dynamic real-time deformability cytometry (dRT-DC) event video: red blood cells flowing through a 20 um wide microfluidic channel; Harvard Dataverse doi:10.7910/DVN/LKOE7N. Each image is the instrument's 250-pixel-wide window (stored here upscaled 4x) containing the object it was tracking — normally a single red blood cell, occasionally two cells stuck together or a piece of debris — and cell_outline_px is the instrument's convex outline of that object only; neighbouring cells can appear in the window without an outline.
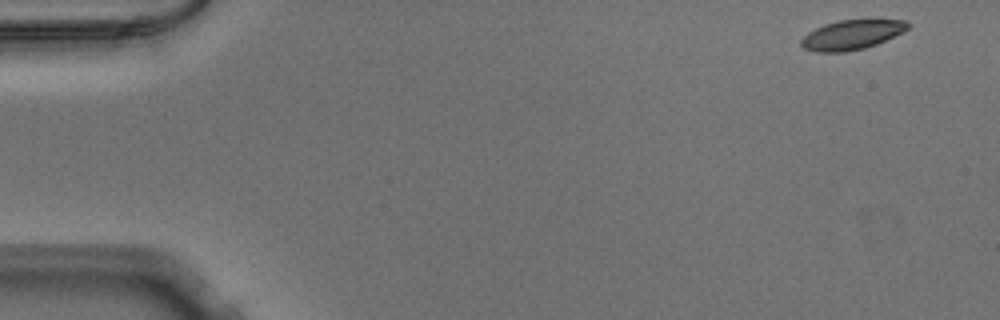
{"species": "Egyptian fruit bat (a non-hibernating species)", "species_latin": "Rousettus aegyptiacus", "temperature_condition": "warm", "stored_images_in_passage": 14, "camera_frame_rate_fps": 3000, "um_per_image_px": 0.085, "animal": {"sex": "male"}, "frame": {"image": 1, "passage_image": 1, "time_ms": 0.0, "image_size_px": [1000, 320], "cell_outline_px": [[908, 28], [876, 44], [864, 48], [844, 52], [816, 52], [804, 48], [800, 44], [800, 40], [808, 32], [824, 24], [840, 20], [904, 20], [908, 24]], "centroid_in_image_um": [72.32, 2.96], "position_along_channel_um": 12.7, "area_um2": 17.98}}
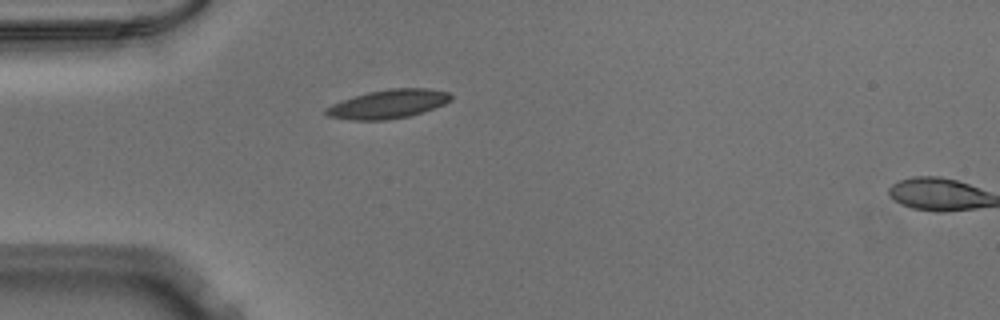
{"frame": {"image": 2, "passage_image": 13, "time_ms": 4.0, "image_size_px": [1000, 320], "cell_outline_px": [[452, 100], [444, 104], [408, 116], [384, 120], [352, 120], [328, 116], [324, 112], [324, 108], [340, 100], [352, 96], [368, 92], [388, 88], [428, 88], [448, 92], [452, 96]], "centroid_in_image_um": [32.95, 8.83], "position_along_channel_um": 52.0, "area_um2": 20.92}}